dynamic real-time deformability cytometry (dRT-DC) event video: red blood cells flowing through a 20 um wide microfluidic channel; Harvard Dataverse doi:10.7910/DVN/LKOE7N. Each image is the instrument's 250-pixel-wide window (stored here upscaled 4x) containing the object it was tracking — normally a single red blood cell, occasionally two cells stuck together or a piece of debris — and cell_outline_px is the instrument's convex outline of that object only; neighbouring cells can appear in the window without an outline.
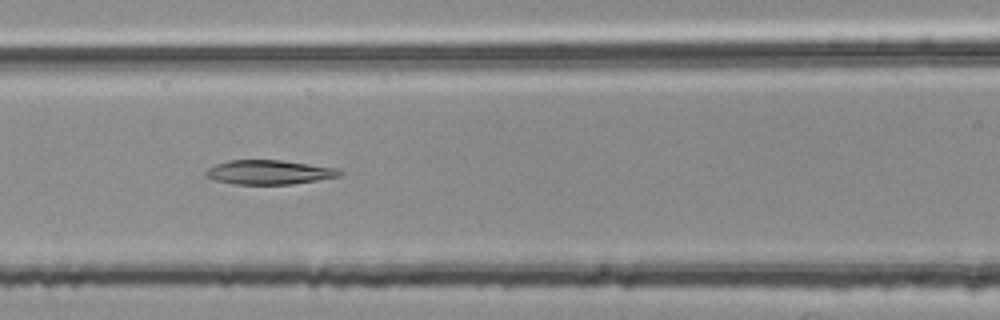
{"species": "common noctule bat (a hibernating species)", "species_latin": "Nyctalus noctula", "temperature_condition": "room temperature", "stored_images_in_passage": 55, "segment_of_instrument_passage": [2, 2], "camera_frame_rate_fps": 3000, "um_per_image_px": 0.085, "animal": {"sex": "female", "body_mass_g": 25.1}, "frame": {"image": 1, "passage_image": 24, "time_ms": 7.667, "image_size_px": [1000, 320], "cell_outline_px": [[344, 172], [340, 176], [292, 184], [236, 184], [216, 180], [208, 176], [204, 172], [208, 168], [216, 164], [228, 160], [284, 160], [336, 168]], "centroid_in_image_um": [22.89, 14.63], "position_along_channel_um": 143.7, "area_um2": 18.79}}
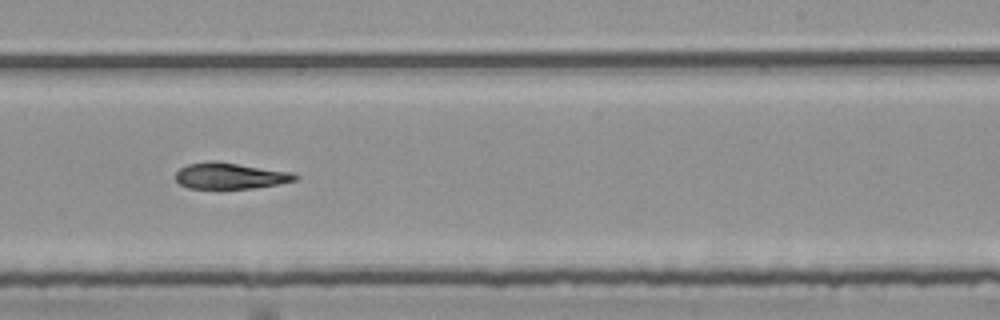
{"frame": {"image": 2, "passage_image": 34, "time_ms": 11.0, "image_size_px": [1000, 320], "cell_outline_px": [[300, 176], [296, 180], [276, 184], [252, 188], [188, 188], [180, 184], [176, 180], [176, 172], [180, 168], [188, 164], [208, 160], [216, 160], [292, 172]], "centroid_in_image_um": [19.55, 14.92], "position_along_channel_um": 269.5, "area_um2": 18.26}}
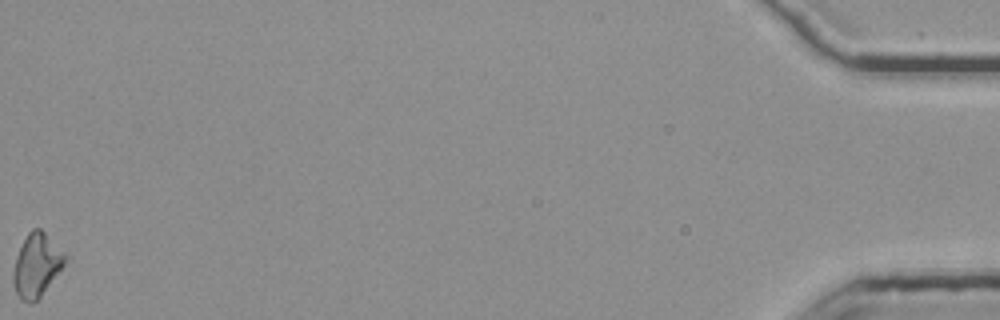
{"frame": {"image": 3, "passage_image": 55, "time_ms": 18.0, "image_size_px": [1000, 320], "cell_outline_px": [[68, 256], [64, 264], [40, 296], [32, 304], [28, 304], [20, 300], [12, 284], [12, 272], [16, 256], [28, 232], [32, 228], [40, 228]], "centroid_in_image_um": [3.08, 22.56], "position_along_channel_um": 432.1, "area_um2": 18.96}}